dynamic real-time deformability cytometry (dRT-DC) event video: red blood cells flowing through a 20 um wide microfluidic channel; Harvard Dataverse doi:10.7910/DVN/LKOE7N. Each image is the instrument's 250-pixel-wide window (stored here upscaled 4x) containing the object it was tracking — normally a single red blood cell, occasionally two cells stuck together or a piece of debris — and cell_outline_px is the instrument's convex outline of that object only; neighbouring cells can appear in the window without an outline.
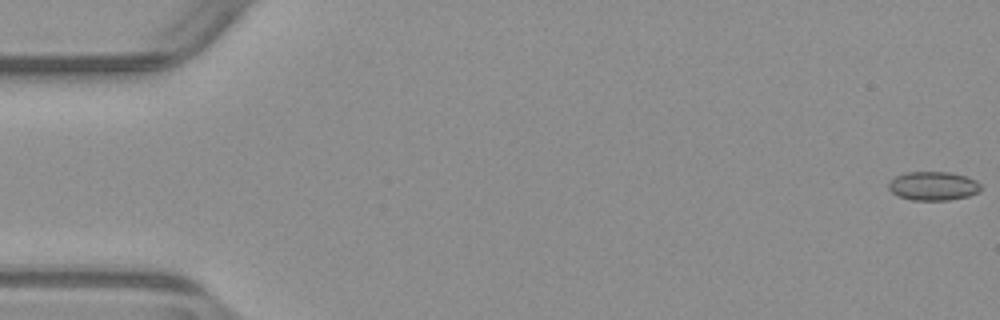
{"species": "common noctule bat (a hibernating species)", "species_latin": "Nyctalus noctula", "temperature_condition": "warm", "stored_images_in_passage": 53, "camera_frame_rate_fps": 3000, "um_per_image_px": 0.085, "animal": {"sex": "male", "body_mass_g": 23.1, "forearm_length_mm": 52.7}, "frame": {"image": 1, "passage_image": 1, "time_ms": 0.0, "image_size_px": [1000, 320], "cell_outline_px": [[984, 188], [968, 196], [948, 200], [912, 200], [896, 196], [888, 188], [888, 184], [896, 176], [904, 172], [948, 172], [964, 176], [976, 180]], "centroid_in_image_um": [79.31, 15.81], "position_along_channel_um": 5.7, "area_um2": 15.49}}
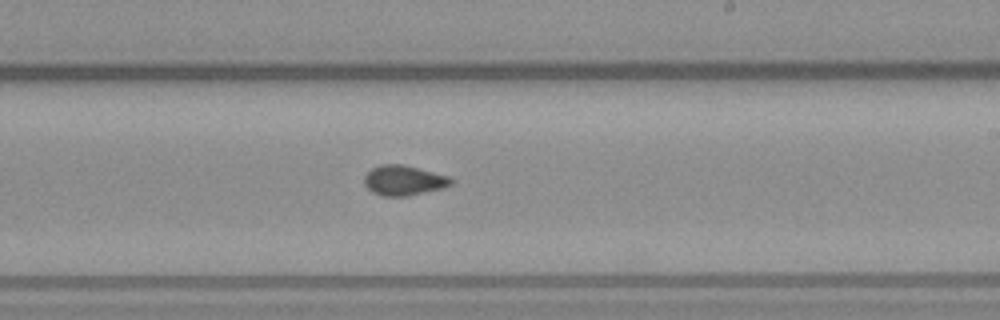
{"frame": {"image": 2, "passage_image": 32, "time_ms": 10.333, "image_size_px": [1000, 320], "cell_outline_px": [[452, 184], [440, 188], [404, 196], [384, 196], [372, 192], [364, 184], [364, 176], [372, 168], [380, 164], [404, 164], [448, 176], [452, 180]], "centroid_in_image_um": [34.27, 15.31], "position_along_channel_um": 254.7, "area_um2": 14.91}}
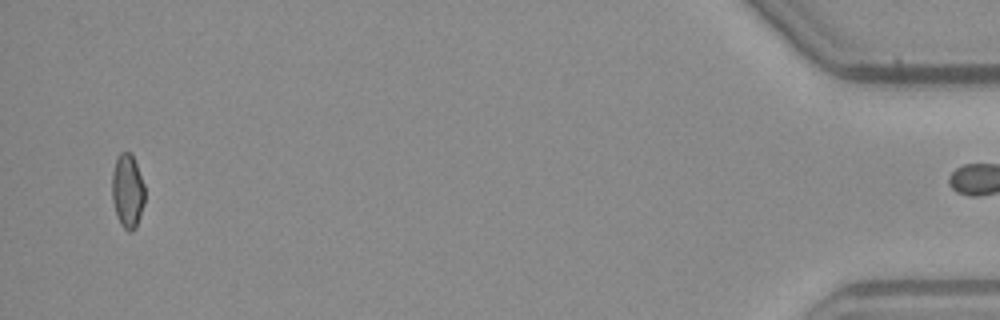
{"frame": {"image": 3, "passage_image": 52, "time_ms": 17.0, "image_size_px": [1000, 320], "cell_outline_px": [[144, 204], [136, 228], [132, 232], [128, 232], [120, 224], [112, 200], [112, 172], [116, 156], [120, 152], [132, 152], [144, 184]], "centroid_in_image_um": [10.84, 16.21], "position_along_channel_um": 424.4, "area_um2": 14.33}, "authors_computed_cell_mechanics": {"area_um2": 14.9124, "velocity_mm_per_s": 3.9253, "shape_relaxation_time_tau1_ms": null, "shape_relaxation_time_tau2_ms": 2.2348, "deformation_change_tau1": null, "deformation_change_tau2": 0.0686}}